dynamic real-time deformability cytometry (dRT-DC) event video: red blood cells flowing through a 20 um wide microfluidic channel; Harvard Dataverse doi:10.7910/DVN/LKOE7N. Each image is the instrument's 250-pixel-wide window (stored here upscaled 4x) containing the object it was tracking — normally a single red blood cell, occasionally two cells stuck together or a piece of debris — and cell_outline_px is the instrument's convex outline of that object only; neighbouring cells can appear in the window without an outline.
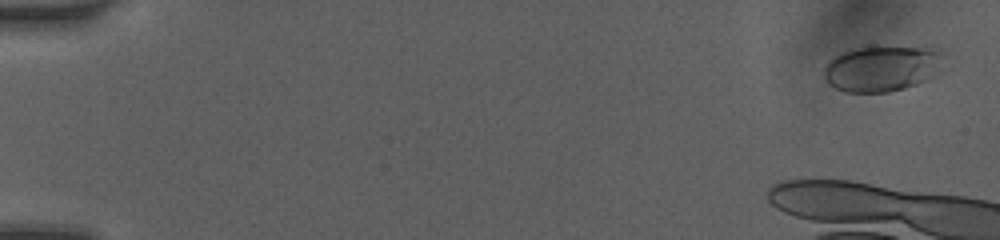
{"species": "human", "species_latin": "Homo sapiens", "temperature_condition": "room temperature", "stored_images_in_passage": 10, "camera_frame_rate_fps": 3000, "um_per_image_px": 0.085, "donor": {"sex": "female"}, "frame": {"image": 1, "passage_image": 1, "time_ms": 0.0, "image_size_px": [1000, 240], "cell_outline_px": [[940, 52], [920, 80], [916, 84], [904, 88], [888, 92], [844, 92], [828, 84], [824, 80], [824, 68], [836, 56], [844, 52], [856, 48], [940, 48]], "centroid_in_image_um": [74.7, 5.85], "position_along_channel_um": 10.3, "area_um2": 29.59}}